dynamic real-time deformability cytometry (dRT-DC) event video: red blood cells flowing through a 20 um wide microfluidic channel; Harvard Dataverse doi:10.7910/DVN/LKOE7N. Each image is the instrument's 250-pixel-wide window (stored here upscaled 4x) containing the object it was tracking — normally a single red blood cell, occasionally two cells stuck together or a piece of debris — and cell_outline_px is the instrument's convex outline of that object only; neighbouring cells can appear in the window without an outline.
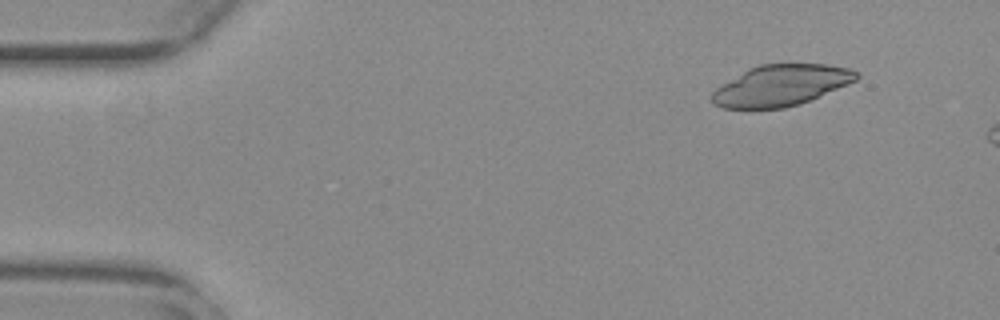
{"species": "common noctule bat (a hibernating species)", "species_latin": "Nyctalus noctula", "temperature_condition": "warm", "stored_images_in_passage": 12, "camera_frame_rate_fps": 3000, "um_per_image_px": 0.085, "animal": {"sex": "female", "body_mass_g": 29.2, "forearm_length_mm": 56.3}, "frame": {"image": 1, "passage_image": 6, "time_ms": 1.667, "image_size_px": [1000, 320], "cell_outline_px": [[860, 76], [856, 80], [848, 84], [800, 104], [784, 108], [724, 108], [716, 104], [712, 100], [712, 92], [716, 88], [748, 68], [760, 64], [828, 64], [848, 68], [860, 72]], "centroid_in_image_um": [66.41, 7.25], "position_along_channel_um": 18.6, "area_um2": 34.33}}